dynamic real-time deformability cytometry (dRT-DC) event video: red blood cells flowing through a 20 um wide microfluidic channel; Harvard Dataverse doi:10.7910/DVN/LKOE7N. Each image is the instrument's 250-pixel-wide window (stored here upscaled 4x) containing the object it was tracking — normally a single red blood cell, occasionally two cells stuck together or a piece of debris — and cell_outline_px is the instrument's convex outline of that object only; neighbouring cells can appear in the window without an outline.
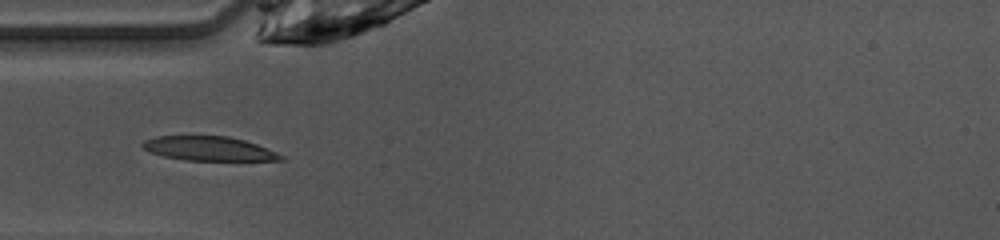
{"species": "common noctule bat (a hibernating species)", "species_latin": "Nyctalus noctula", "temperature_condition": "warm", "stored_images_in_passage": 35, "camera_frame_rate_fps": 3000, "um_per_image_px": 0.085, "animal": {"sex": "female", "body_mass_g": 10.0, "forearm_length_mm": 53.1}, "frame": {"image": 1, "passage_image": 1, "time_ms": 0.0, "image_size_px": [1000, 240], "cell_outline_px": [[284, 160], [184, 160], [164, 156], [148, 152], [140, 144], [144, 140], [156, 136], [228, 136], [244, 140], [268, 148], [284, 156]], "centroid_in_image_um": [17.73, 12.63], "position_along_channel_um": 67.3, "area_um2": 19.48}}
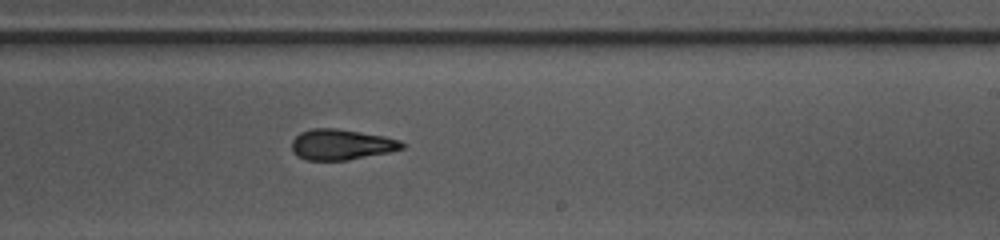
{"frame": {"image": 2, "passage_image": 15, "time_ms": 4.667, "image_size_px": [1000, 240], "cell_outline_px": [[404, 148], [388, 152], [348, 160], [308, 160], [292, 152], [292, 140], [300, 132], [312, 128], [336, 128], [384, 136], [400, 140], [404, 144]], "centroid_in_image_um": [29.0, 12.28], "position_along_channel_um": 260.0, "area_um2": 19.54}}
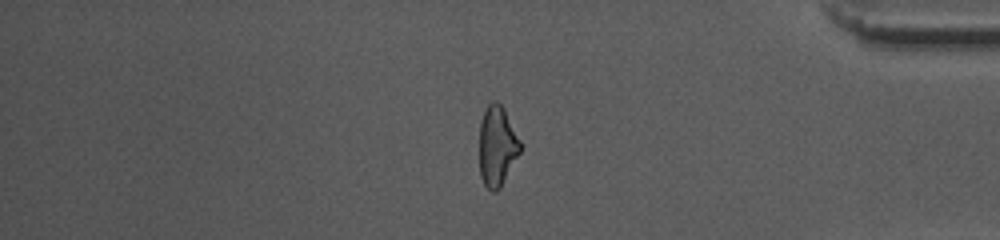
{"frame": {"image": 3, "passage_image": 27, "time_ms": 8.667, "image_size_px": [1000, 240], "cell_outline_px": [[520, 152], [500, 188], [496, 192], [492, 192], [484, 184], [480, 176], [480, 120], [488, 104], [492, 100], [496, 100], [504, 108], [520, 140]], "centroid_in_image_um": [42.24, 12.41], "position_along_channel_um": 393.0, "area_um2": 19.02}}